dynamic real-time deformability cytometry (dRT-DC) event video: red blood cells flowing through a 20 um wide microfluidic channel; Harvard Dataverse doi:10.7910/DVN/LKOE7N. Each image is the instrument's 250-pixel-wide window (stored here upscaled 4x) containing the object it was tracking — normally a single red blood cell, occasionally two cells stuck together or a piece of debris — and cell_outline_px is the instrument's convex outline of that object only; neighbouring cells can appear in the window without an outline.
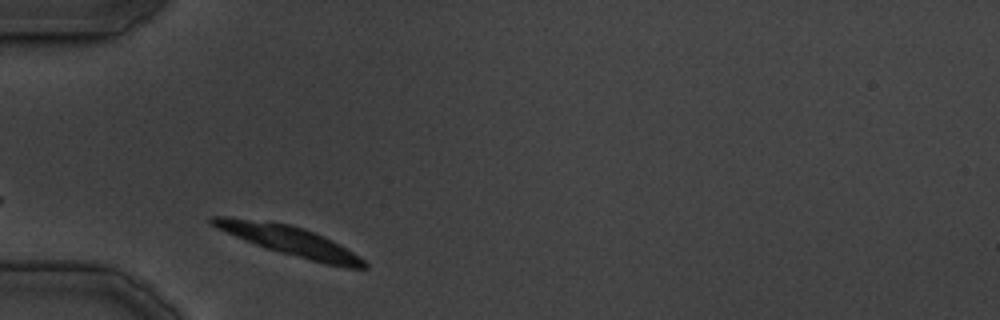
{"species": "common noctule bat (a hibernating species)", "species_latin": "Nyctalus noctula", "temperature_condition": "cold", "stored_images_in_passage": 12, "camera_frame_rate_fps": 3000, "um_per_image_px": 0.085, "animal": {"sex": "male", "body_mass_g": 19.5, "forearm_length_mm": 54.6}, "frame": {"image": 1, "passage_image": 1, "time_ms": 0.0, "image_size_px": [1000, 320], "cell_outline_px": [[368, 268], [348, 268], [324, 264], [280, 252], [256, 244], [236, 236], [212, 224], [208, 220], [212, 216], [224, 216], [292, 224], [304, 228], [324, 236], [332, 240], [360, 256], [368, 264]], "centroid_in_image_um": [24.71, 20.48], "position_along_channel_um": 60.3, "area_um2": 25.66}}
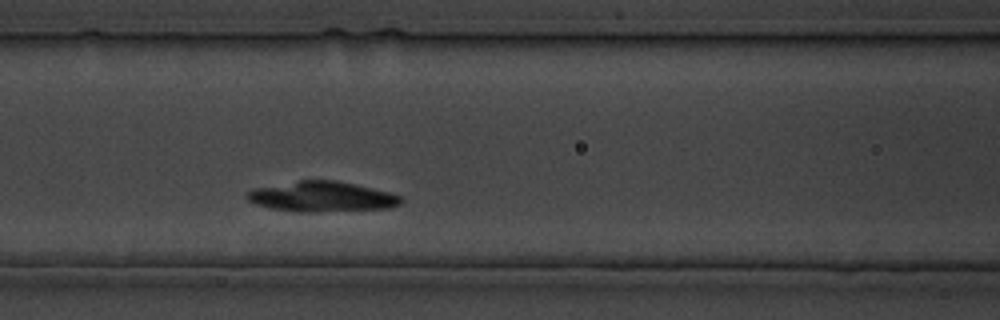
{"frame": {"image": 2, "passage_image": 6, "time_ms": 6.333, "image_size_px": [1000, 320], "cell_outline_px": [[404, 200], [400, 204], [388, 208], [308, 212], [272, 208], [256, 204], [248, 200], [248, 192], [252, 188], [300, 180], [336, 180], [356, 184], [388, 192], [400, 196]], "centroid_in_image_um": [27.37, 16.7], "position_along_channel_um": 139.2, "area_um2": 26.76}}
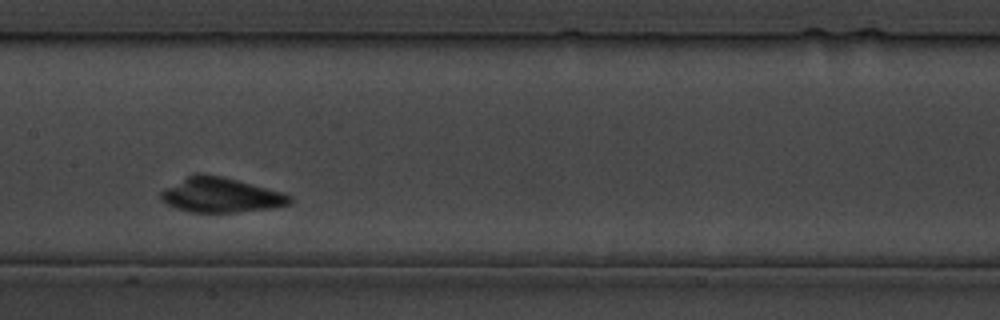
{"frame": {"image": 3, "passage_image": 9, "time_ms": 10.0, "image_size_px": [1000, 320], "cell_outline_px": [[292, 200], [288, 204], [272, 208], [236, 212], [188, 212], [176, 208], [160, 200], [160, 192], [164, 188], [196, 172], [200, 172], [220, 176], [236, 180], [280, 192], [292, 196]], "centroid_in_image_um": [18.71, 16.58], "position_along_channel_um": 188.7, "area_um2": 25.84}}